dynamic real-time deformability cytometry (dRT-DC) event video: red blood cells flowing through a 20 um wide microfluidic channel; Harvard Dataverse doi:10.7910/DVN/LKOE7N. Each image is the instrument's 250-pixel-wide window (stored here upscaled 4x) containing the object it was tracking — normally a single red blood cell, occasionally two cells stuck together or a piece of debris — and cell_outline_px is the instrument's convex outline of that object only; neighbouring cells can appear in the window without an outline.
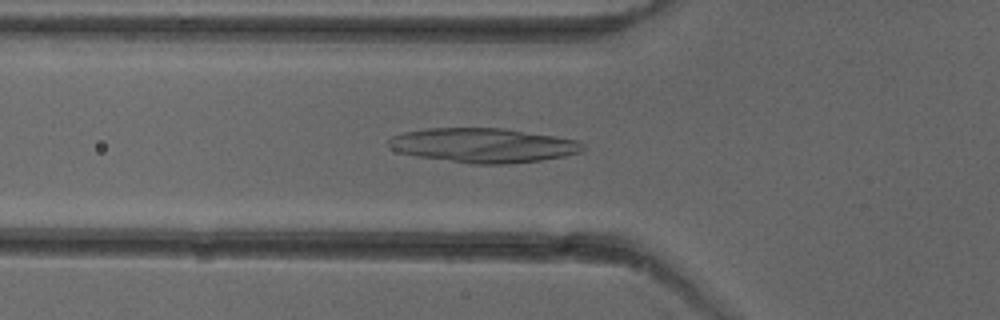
{"species": "common noctule bat (a hibernating species)", "species_latin": "Nyctalus noctula", "temperature_condition": "cold", "stored_images_in_passage": 38, "camera_frame_rate_fps": 3000, "um_per_image_px": 0.085, "animal": {"sex": "female"}, "frame": {"image": 1, "passage_image": 5, "time_ms": 1.333, "image_size_px": [1000, 320], "cell_outline_px": [[584, 148], [580, 152], [564, 156], [540, 160], [508, 164], [472, 164], [416, 156], [400, 152], [388, 148], [388, 140], [392, 136], [404, 132], [424, 128], [504, 128], [580, 140], [584, 144]], "centroid_in_image_um": [41.07, 12.35], "position_along_channel_um": 84.7, "area_um2": 39.13}}
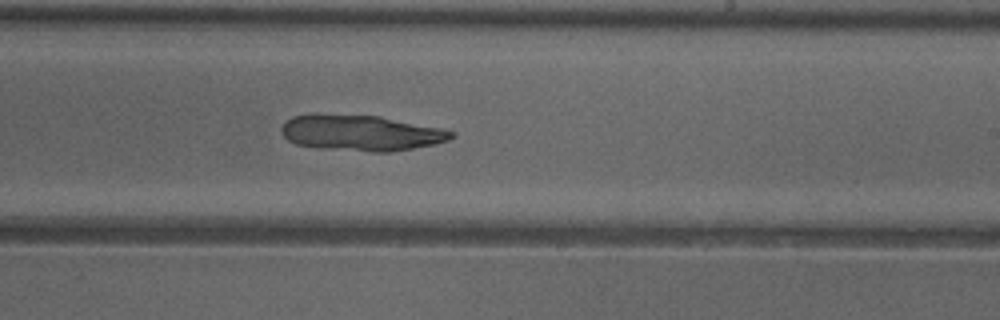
{"frame": {"image": 2, "passage_image": 18, "time_ms": 5.667, "image_size_px": [1000, 320], "cell_outline_px": [[456, 136], [448, 140], [432, 144], [392, 152], [372, 152], [320, 148], [296, 144], [288, 140], [284, 136], [280, 128], [284, 120], [292, 116], [308, 112], [316, 112], [380, 116], [440, 128], [452, 132]], "centroid_in_image_um": [30.57, 11.26], "position_along_channel_um": 258.4, "area_um2": 36.01}}
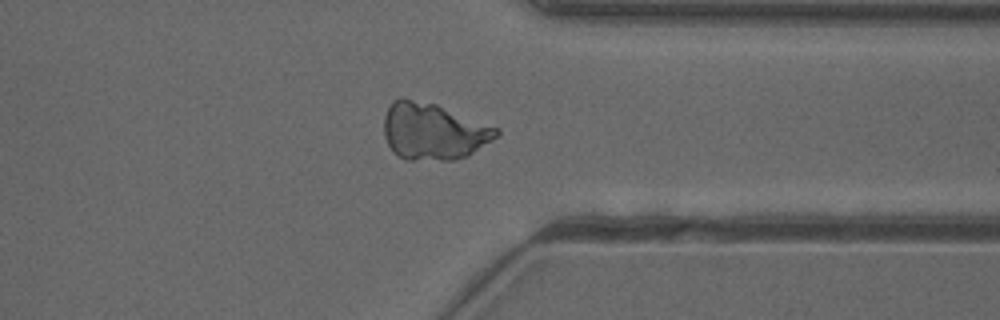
{"frame": {"image": 3, "passage_image": 27, "time_ms": 8.667, "image_size_px": [1000, 320], "cell_outline_px": [[500, 132], [492, 140], [468, 156], [452, 160], [408, 160], [392, 152], [384, 136], [384, 116], [392, 100], [400, 96], [404, 96], [436, 104], [500, 128]], "centroid_in_image_um": [36.81, 11.15], "position_along_channel_um": 374.6, "area_um2": 37.57}}